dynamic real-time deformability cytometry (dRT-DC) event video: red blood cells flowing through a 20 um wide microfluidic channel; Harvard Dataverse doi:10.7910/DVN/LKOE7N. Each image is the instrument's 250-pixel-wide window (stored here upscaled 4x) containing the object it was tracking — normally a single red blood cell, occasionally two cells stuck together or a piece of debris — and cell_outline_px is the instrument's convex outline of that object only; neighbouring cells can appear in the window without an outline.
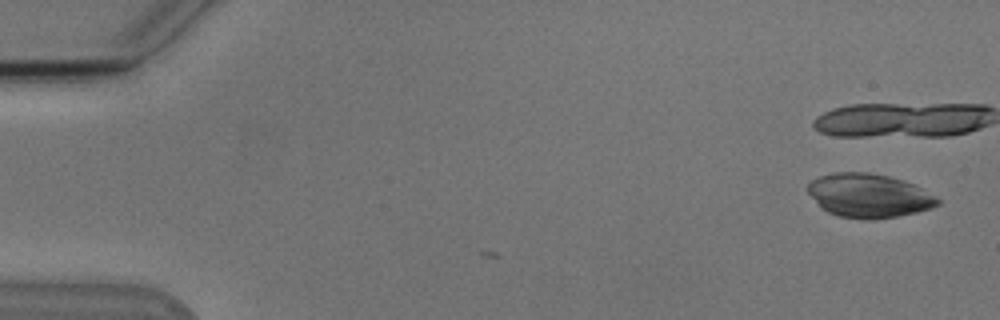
{"species": "Egyptian fruit bat (a non-hibernating species)", "species_latin": "Rousettus aegyptiacus", "temperature_condition": "cold", "stored_images_in_passage": 2, "camera_frame_rate_fps": 3000, "um_per_image_px": 0.085, "animal": {"sex": "male"}, "frame": {"image": 1, "passage_image": 2, "time_ms": 1.333, "image_size_px": [1000, 320], "cell_outline_px": [[940, 204], [932, 208], [916, 212], [896, 216], [872, 220], [860, 220], [836, 216], [820, 208], [808, 192], [808, 184], [812, 180], [820, 176], [832, 172], [868, 172], [888, 176], [904, 180], [936, 196], [940, 200]], "centroid_in_image_um": [73.83, 16.64], "position_along_channel_um": 11.2, "area_um2": 33.35}}